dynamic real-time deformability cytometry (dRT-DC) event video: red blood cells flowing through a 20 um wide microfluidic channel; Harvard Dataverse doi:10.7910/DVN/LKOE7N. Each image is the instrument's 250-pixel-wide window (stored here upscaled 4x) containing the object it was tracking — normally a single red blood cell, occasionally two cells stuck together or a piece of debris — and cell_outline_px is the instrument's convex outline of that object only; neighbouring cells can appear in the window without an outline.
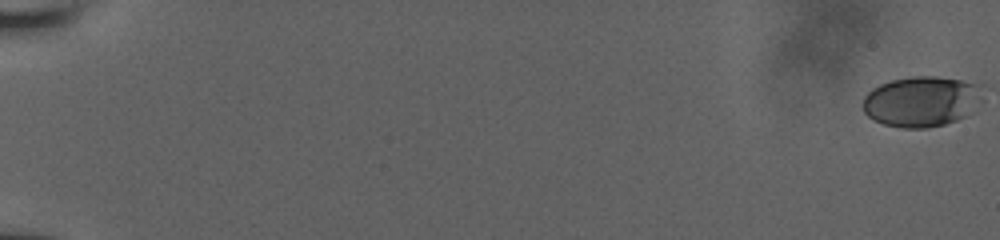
{"species": "human", "species_latin": "Homo sapiens", "temperature_condition": "room temperature", "stored_images_in_passage": 58, "camera_frame_rate_fps": 3000, "um_per_image_px": 0.085, "donor": {"sex": "male"}, "frame": {"image": 1, "passage_image": 1, "time_ms": 0.0, "image_size_px": [1000, 240], "cell_outline_px": [[976, 84], [964, 116], [956, 120], [944, 124], [928, 128], [900, 128], [884, 124], [868, 116], [864, 112], [864, 96], [872, 88], [880, 84], [892, 80], [912, 76], [936, 76], [960, 80]], "centroid_in_image_um": [78.09, 8.63], "position_along_channel_um": 6.9, "area_um2": 33.41}}
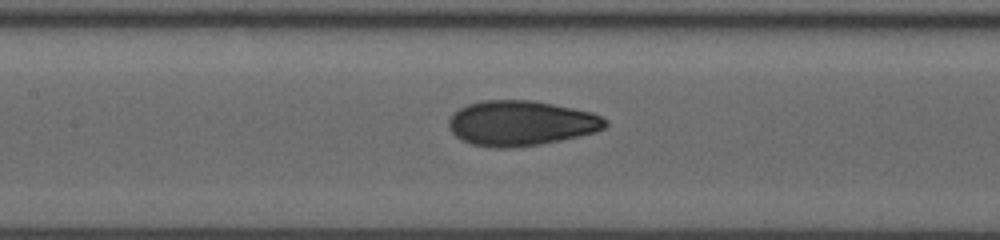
{"frame": {"image": 2, "passage_image": 31, "time_ms": 10.0, "image_size_px": [1000, 240], "cell_outline_px": [[608, 124], [604, 128], [596, 132], [580, 136], [540, 144], [512, 148], [492, 148], [472, 144], [460, 140], [448, 128], [448, 120], [460, 108], [468, 104], [484, 100], [532, 100], [592, 112], [608, 120]], "centroid_in_image_um": [44.28, 10.48], "position_along_channel_um": 163.1, "area_um2": 41.21}}
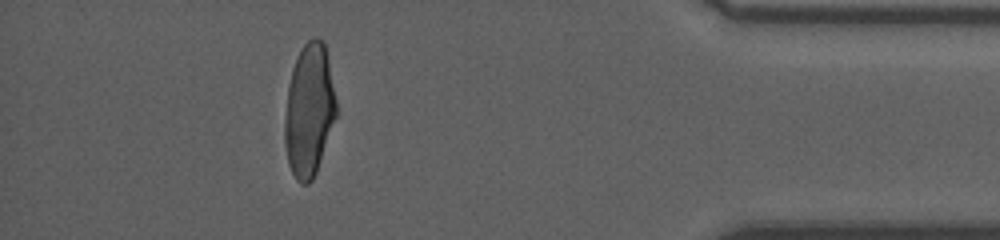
{"frame": {"image": 3, "passage_image": 53, "time_ms": 17.333, "image_size_px": [1000, 240], "cell_outline_px": [[336, 116], [316, 172], [312, 180], [308, 184], [300, 184], [296, 180], [288, 164], [284, 140], [284, 128], [288, 84], [292, 68], [296, 56], [300, 48], [312, 36], [316, 36], [324, 44], [328, 60], [336, 100]], "centroid_in_image_um": [26.25, 9.37], "position_along_channel_um": 408.9, "area_um2": 39.71}, "authors_computed_cell_mechanics": {"area_um2": 39.3907, "velocity_mm_per_s": 3.8927, "shape_relaxation_time_tau1_ms": 6.2607, "shape_relaxation_time_tau2_ms": 0.9775, "deformation_change_tau1": 0.2082, "deformation_change_tau2": 0.0663}}